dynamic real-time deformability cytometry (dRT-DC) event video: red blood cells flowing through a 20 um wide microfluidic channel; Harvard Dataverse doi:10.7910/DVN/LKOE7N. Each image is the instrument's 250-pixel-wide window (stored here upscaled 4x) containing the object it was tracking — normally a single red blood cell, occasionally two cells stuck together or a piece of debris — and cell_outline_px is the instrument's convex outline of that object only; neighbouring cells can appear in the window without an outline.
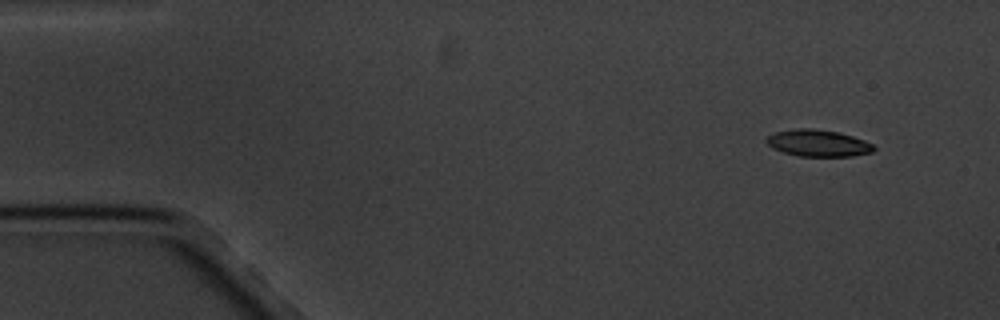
{"species": "common noctule bat (a hibernating species)", "species_latin": "Nyctalus noctula", "temperature_condition": "cold", "stored_images_in_passage": 4, "camera_frame_rate_fps": 3000, "um_per_image_px": 0.085, "animal": {"sex": "male", "body_mass_g": 20.1, "forearm_length_mm": 53.5}, "frame": {"image": 1, "passage_image": 1, "time_ms": 0.0, "image_size_px": [1000, 320], "cell_outline_px": [[876, 148], [872, 152], [852, 156], [800, 156], [784, 152], [772, 148], [764, 140], [768, 136], [776, 132], [796, 128], [812, 128], [840, 132], [864, 140], [872, 144]], "centroid_in_image_um": [69.54, 12.16], "position_along_channel_um": 15.5, "area_um2": 16.7}}
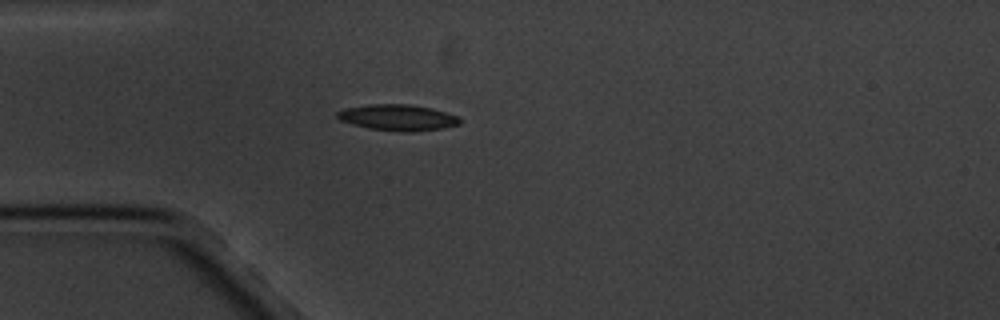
{"frame": {"image": 2, "passage_image": 4, "time_ms": 3.667, "image_size_px": [1000, 320], "cell_outline_px": [[460, 124], [444, 128], [412, 132], [400, 132], [368, 128], [352, 124], [340, 120], [336, 116], [336, 112], [344, 108], [368, 104], [408, 104], [432, 108], [456, 116], [460, 120]], "centroid_in_image_um": [33.77, 9.99], "position_along_channel_um": 51.2, "area_um2": 18.67}}